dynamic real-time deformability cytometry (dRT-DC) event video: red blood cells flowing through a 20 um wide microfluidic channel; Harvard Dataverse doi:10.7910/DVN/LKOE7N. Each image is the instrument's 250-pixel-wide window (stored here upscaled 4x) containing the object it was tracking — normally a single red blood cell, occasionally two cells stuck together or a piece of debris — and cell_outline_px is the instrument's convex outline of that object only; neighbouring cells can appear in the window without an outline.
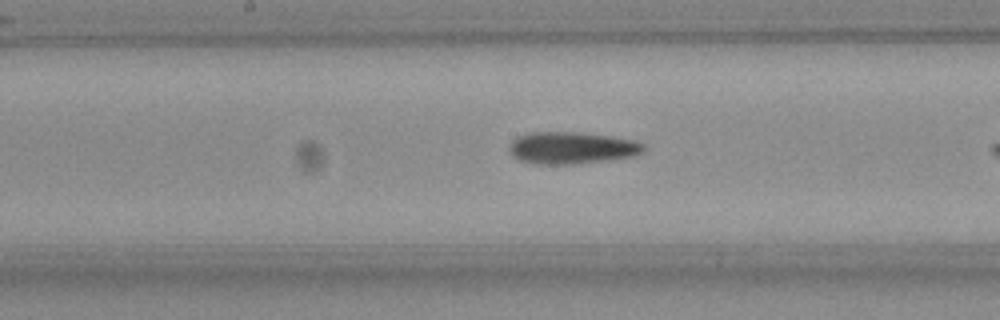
{"species": "Egyptian fruit bat (a non-hibernating species)", "species_latin": "Rousettus aegyptiacus", "temperature_condition": "room temperature", "stored_images_in_passage": 19, "camera_frame_rate_fps": 3000, "um_per_image_px": 0.085, "frame": {"image": 1, "passage_image": 14, "time_ms": 4.333, "image_size_px": [1000, 320], "cell_outline_px": [[644, 152], [636, 156], [572, 164], [532, 164], [520, 160], [512, 156], [508, 148], [512, 140], [528, 132], [576, 132], [612, 136], [636, 140], [644, 144]], "centroid_in_image_um": [48.6, 12.56], "position_along_channel_um": 199.6, "area_um2": 25.2}}